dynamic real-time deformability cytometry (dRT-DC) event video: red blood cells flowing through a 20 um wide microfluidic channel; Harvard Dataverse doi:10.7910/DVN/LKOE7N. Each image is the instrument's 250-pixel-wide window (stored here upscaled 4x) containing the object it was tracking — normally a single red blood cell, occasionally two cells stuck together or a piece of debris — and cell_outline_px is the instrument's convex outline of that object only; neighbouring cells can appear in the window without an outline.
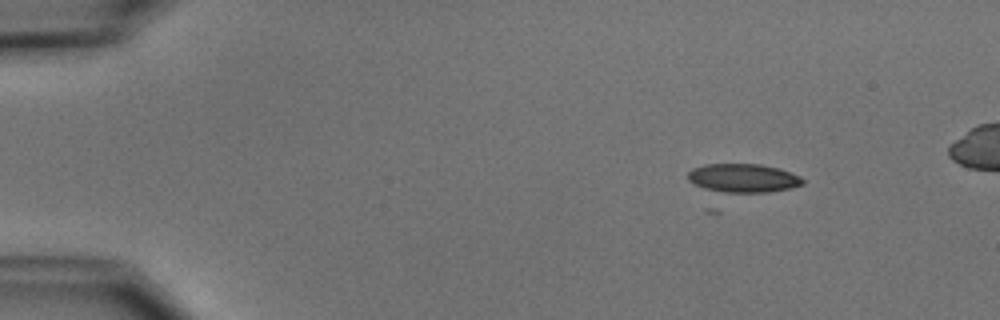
{"species": "common noctule bat (a hibernating species)", "species_latin": "Nyctalus noctula", "temperature_condition": "cold", "stored_images_in_passage": 46, "camera_frame_rate_fps": 3000, "um_per_image_px": 0.085, "animal": {"sex": "male", "body_mass_g": 15.6}, "frame": {"image": 1, "passage_image": 1, "time_ms": 0.0, "image_size_px": [1000, 320], "cell_outline_px": [[804, 184], [792, 188], [768, 192], [712, 192], [688, 180], [688, 172], [692, 168], [704, 164], [760, 164], [780, 168], [800, 176], [804, 180]], "centroid_in_image_um": [63.18, 15.14], "position_along_channel_um": 21.8, "area_um2": 19.36}}
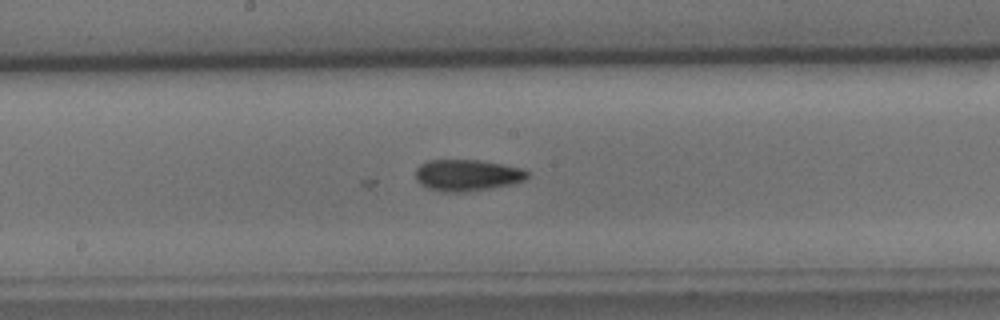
{"frame": {"image": 2, "passage_image": 23, "time_ms": 7.333, "image_size_px": [1000, 320], "cell_outline_px": [[528, 176], [524, 180], [508, 184], [488, 188], [460, 192], [444, 192], [428, 188], [420, 184], [416, 180], [416, 168], [420, 164], [428, 160], [480, 160], [504, 164], [524, 168], [528, 172]], "centroid_in_image_um": [39.68, 14.87], "position_along_channel_um": 208.5, "area_um2": 20.4}}
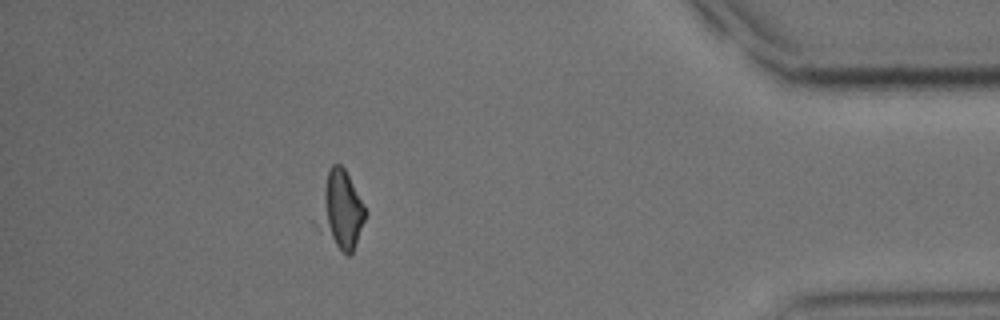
{"frame": {"image": 3, "passage_image": 42, "time_ms": 13.667, "image_size_px": [1000, 320], "cell_outline_px": [[368, 212], [356, 244], [352, 252], [348, 256], [316, 228], [312, 224], [312, 220], [328, 168], [332, 164], [340, 164], [344, 168], [364, 204]], "centroid_in_image_um": [28.89, 17.86], "position_along_channel_um": 406.3, "area_um2": 22.37}}